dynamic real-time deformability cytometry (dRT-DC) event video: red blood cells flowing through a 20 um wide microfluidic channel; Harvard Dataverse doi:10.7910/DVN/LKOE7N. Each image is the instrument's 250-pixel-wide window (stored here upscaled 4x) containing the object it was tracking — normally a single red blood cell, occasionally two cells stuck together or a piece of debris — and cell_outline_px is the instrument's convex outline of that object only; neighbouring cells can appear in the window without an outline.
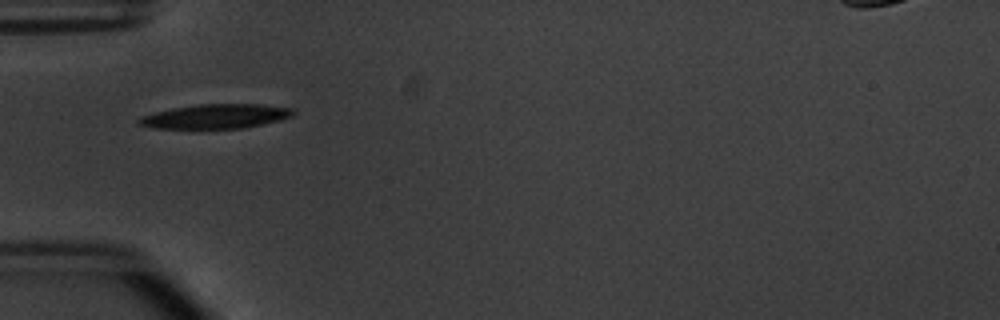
{"species": "common noctule bat (a hibernating species)", "species_latin": "Nyctalus noctula", "temperature_condition": "warm", "stored_images_in_passage": 23, "camera_frame_rate_fps": 3000, "um_per_image_px": 0.085, "animal": {"sex": "male", "body_mass_g": 20.1, "forearm_length_mm": 53.5}, "frame": {"image": 1, "passage_image": 1, "time_ms": 0.0, "image_size_px": [1000, 320], "cell_outline_px": [[296, 112], [292, 116], [280, 120], [240, 128], [152, 128], [136, 124], [136, 120], [140, 116], [172, 108], [200, 104], [260, 104], [296, 108]], "centroid_in_image_um": [18.33, 9.88], "position_along_channel_um": 66.7, "area_um2": 21.91}}